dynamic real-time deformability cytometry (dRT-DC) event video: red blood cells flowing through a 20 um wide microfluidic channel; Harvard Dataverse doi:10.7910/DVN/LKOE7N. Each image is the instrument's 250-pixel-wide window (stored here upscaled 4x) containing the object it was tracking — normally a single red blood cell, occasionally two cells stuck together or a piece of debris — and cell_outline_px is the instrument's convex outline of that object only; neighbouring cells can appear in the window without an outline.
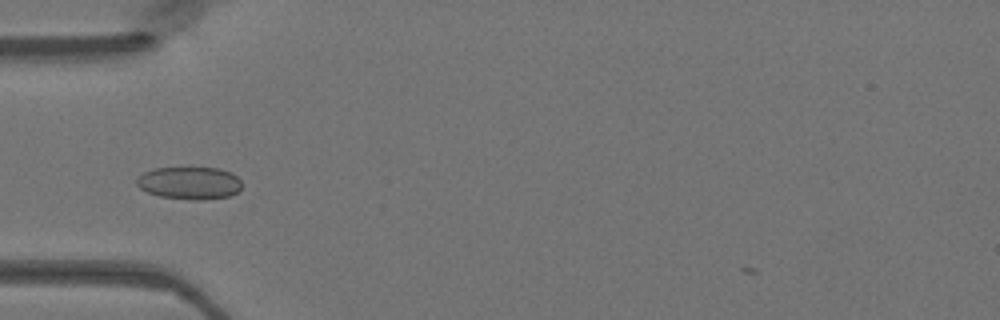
{"species": "Egyptian fruit bat (a non-hibernating species)", "species_latin": "Rousettus aegyptiacus", "temperature_condition": "warm", "stored_images_in_passage": 33, "camera_frame_rate_fps": 3000, "um_per_image_px": 0.085, "animal": {"sex": "female"}, "frame": {"image": 1, "passage_image": 1, "time_ms": 0.0, "image_size_px": [1000, 320], "cell_outline_px": [[240, 188], [232, 196], [200, 200], [192, 200], [160, 196], [148, 192], [140, 188], [136, 184], [136, 180], [144, 172], [156, 168], [220, 168], [232, 172], [240, 180]], "centroid_in_image_um": [16.13, 15.56], "position_along_channel_um": 68.9, "area_um2": 19.88}}
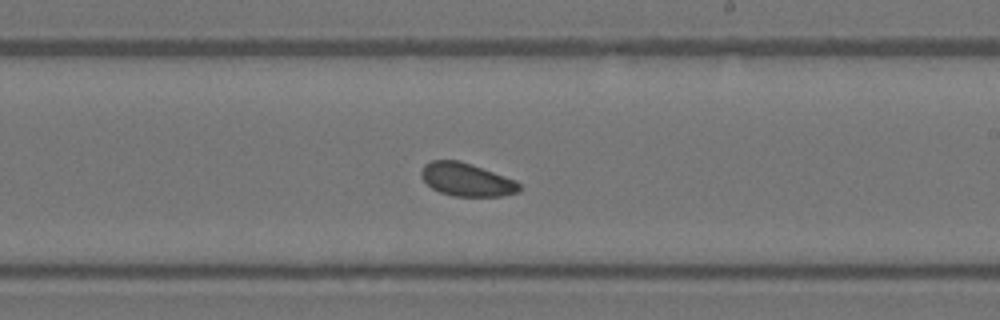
{"frame": {"image": 2, "passage_image": 14, "time_ms": 4.333, "image_size_px": [1000, 320], "cell_outline_px": [[520, 192], [500, 196], [452, 196], [440, 192], [432, 188], [420, 176], [420, 172], [424, 164], [432, 160], [456, 160], [472, 164], [516, 180], [520, 184]], "centroid_in_image_um": [39.66, 15.26], "position_along_channel_um": 249.3, "area_um2": 18.96}}
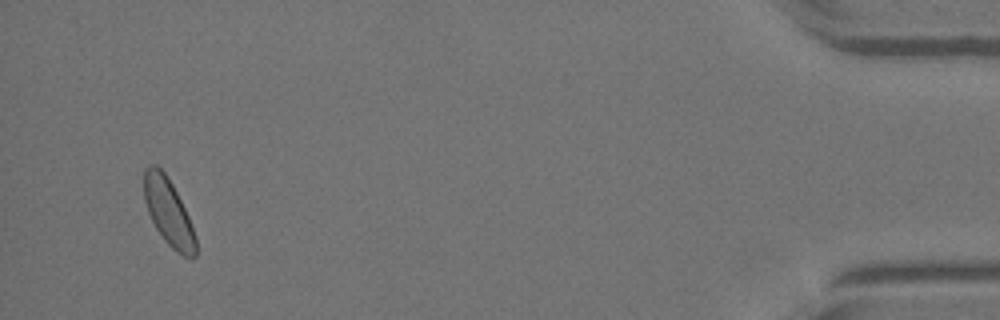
{"frame": {"image": 3, "passage_image": 32, "time_ms": 10.333, "image_size_px": [1000, 320], "cell_outline_px": [[196, 256], [192, 260], [176, 252], [164, 240], [156, 228], [148, 212], [144, 200], [144, 168], [148, 164], [156, 164], [164, 172], [172, 184], [188, 216], [196, 236]], "centroid_in_image_um": [14.32, 18.04], "position_along_channel_um": 420.9, "area_um2": 20.11}}